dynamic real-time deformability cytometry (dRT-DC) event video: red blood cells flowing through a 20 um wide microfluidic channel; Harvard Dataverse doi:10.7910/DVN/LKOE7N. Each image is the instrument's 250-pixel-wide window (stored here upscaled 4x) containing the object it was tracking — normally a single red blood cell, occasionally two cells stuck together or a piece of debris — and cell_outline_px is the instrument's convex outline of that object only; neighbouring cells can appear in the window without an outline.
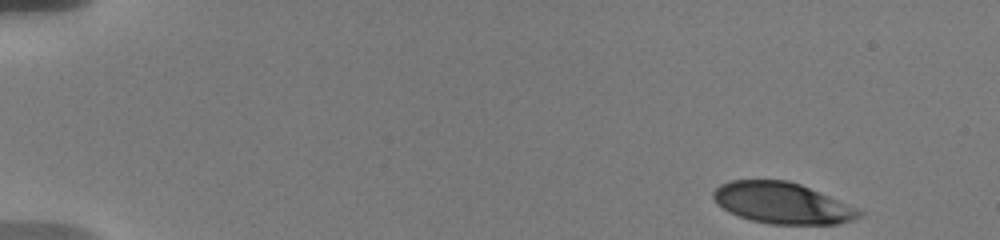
{"species": "human", "species_latin": "Homo sapiens", "temperature_condition": "warm", "stored_images_in_passage": 38, "camera_frame_rate_fps": 3000, "um_per_image_px": 0.085, "donor": {"sex": "male"}, "frame": {"image": 1, "passage_image": 1, "time_ms": 0.0, "image_size_px": [1000, 240], "cell_outline_px": [[864, 216], [840, 224], [768, 224], [752, 220], [728, 212], [716, 204], [712, 196], [712, 192], [720, 184], [732, 180], [788, 180], [800, 184], [856, 208], [864, 212]], "centroid_in_image_um": [66.46, 17.27], "position_along_channel_um": 18.5, "area_um2": 34.91}}
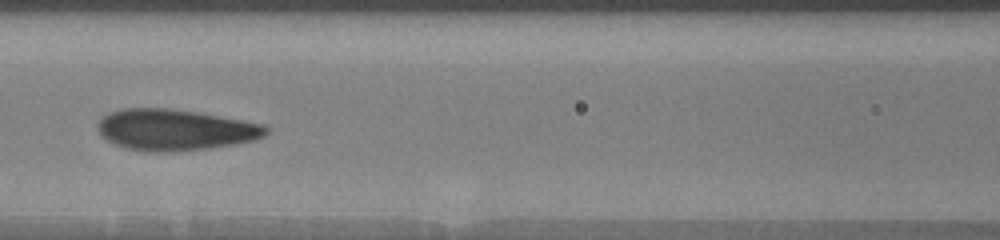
{"frame": {"image": 2, "passage_image": 17, "time_ms": 7.333, "image_size_px": [1000, 240], "cell_outline_px": [[268, 132], [264, 136], [256, 140], [236, 144], [212, 148], [180, 152], [148, 152], [124, 148], [100, 136], [96, 128], [96, 124], [108, 112], [124, 108], [164, 108], [196, 112], [264, 124], [268, 128]], "centroid_in_image_um": [14.86, 11.05], "position_along_channel_um": 151.7, "area_um2": 40.75}}
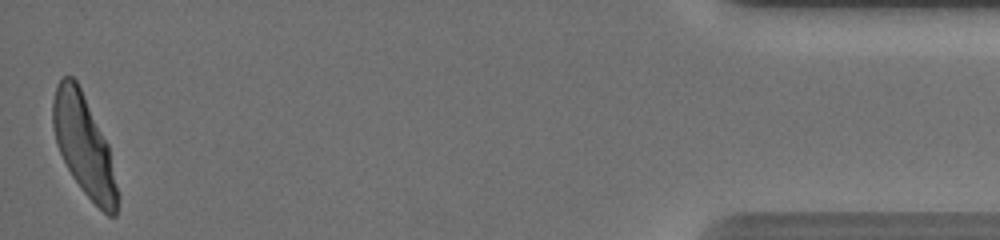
{"frame": {"image": 3, "passage_image": 38, "time_ms": 17.0, "image_size_px": [1000, 240], "cell_outline_px": [[120, 200], [116, 216], [108, 216], [80, 188], [72, 176], [56, 144], [52, 124], [52, 100], [56, 88], [60, 80], [64, 76], [72, 76], [76, 80], [108, 144], [120, 196]], "centroid_in_image_um": [7.15, 12.41], "position_along_channel_um": 428.0, "area_um2": 37.57}, "authors_computed_cell_mechanics": {"area_um2": 39.0728, "velocity_mm_per_s": 3.6212, "shape_relaxation_time_tau1_ms": 3.6127, "shape_relaxation_time_tau2_ms": null, "deformation_change_tau1": 0.1852, "deformation_change_tau2": null}}